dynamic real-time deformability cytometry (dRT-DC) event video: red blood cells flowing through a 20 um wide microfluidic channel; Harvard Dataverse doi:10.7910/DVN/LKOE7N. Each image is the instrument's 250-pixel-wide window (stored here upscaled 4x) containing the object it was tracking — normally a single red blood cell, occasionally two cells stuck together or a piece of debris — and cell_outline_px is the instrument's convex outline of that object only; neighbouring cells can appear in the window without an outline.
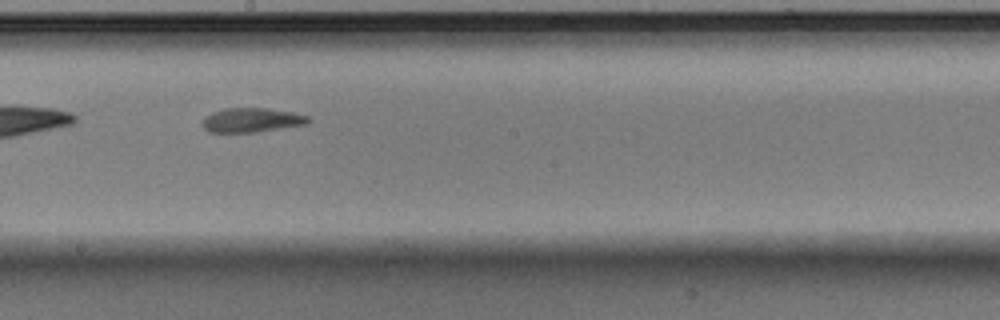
{"species": "Egyptian fruit bat (a non-hibernating species)", "species_latin": "Rousettus aegyptiacus", "temperature_condition": "warm", "stored_images_in_passage": 30, "camera_frame_rate_fps": 3000, "um_per_image_px": 0.085, "animal": {"sex": "male"}, "frame": {"image": 1, "passage_image": 13, "time_ms": 4.0, "image_size_px": [1000, 320], "cell_outline_px": [[308, 124], [256, 132], [208, 132], [204, 128], [204, 120], [212, 112], [224, 108], [268, 108], [292, 112], [308, 116]], "centroid_in_image_um": [21.41, 10.2], "position_along_channel_um": 226.8, "area_um2": 14.8}}